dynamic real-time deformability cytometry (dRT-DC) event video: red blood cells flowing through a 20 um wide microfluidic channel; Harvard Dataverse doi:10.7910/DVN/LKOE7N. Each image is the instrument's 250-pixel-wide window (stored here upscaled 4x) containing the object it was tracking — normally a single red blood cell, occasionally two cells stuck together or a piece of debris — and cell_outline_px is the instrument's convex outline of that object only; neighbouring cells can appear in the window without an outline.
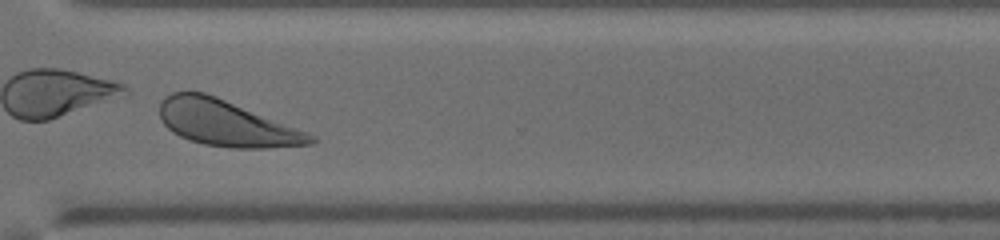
{"species": "human", "species_latin": "Homo sapiens", "temperature_condition": "warm", "stored_images_in_passage": 44, "camera_frame_rate_fps": 3000, "um_per_image_px": 0.085, "donor": {"sex": "male"}, "frame": {"image": 1, "passage_image": 38, "time_ms": 12.333, "image_size_px": [1000, 240], "cell_outline_px": [[316, 140], [312, 144], [264, 148], [228, 148], [204, 144], [188, 140], [172, 132], [160, 120], [160, 100], [164, 96], [172, 92], [204, 92], [216, 96], [316, 136]], "centroid_in_image_um": [19.18, 10.48], "position_along_channel_um": 351.4, "area_um2": 40.11}}